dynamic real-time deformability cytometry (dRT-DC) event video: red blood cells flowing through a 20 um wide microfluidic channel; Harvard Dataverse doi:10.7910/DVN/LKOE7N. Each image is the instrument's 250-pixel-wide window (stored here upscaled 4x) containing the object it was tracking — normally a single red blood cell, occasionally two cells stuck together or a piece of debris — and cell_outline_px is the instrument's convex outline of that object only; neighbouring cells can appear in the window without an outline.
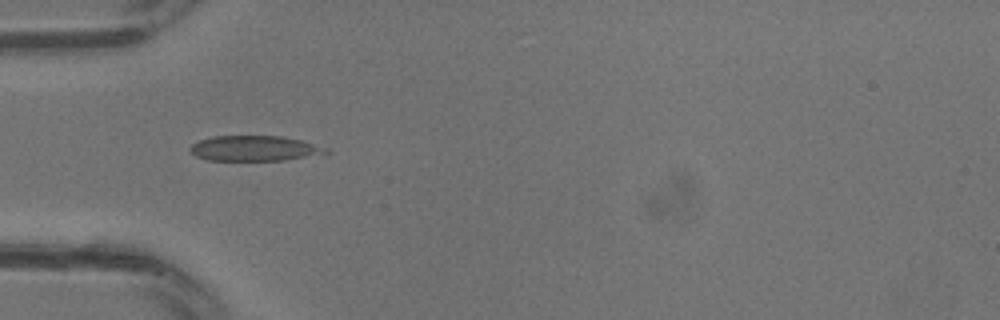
{"species": "common noctule bat (a hibernating species)", "species_latin": "Nyctalus noctula", "temperature_condition": "warm", "stored_images_in_passage": 3, "camera_frame_rate_fps": 3000, "um_per_image_px": 0.085, "animal": {"sex": "male", "body_mass_g": 13.3}, "frame": {"image": 1, "passage_image": 1, "time_ms": 0.0, "image_size_px": [1000, 320], "cell_outline_px": [[332, 152], [324, 156], [284, 160], [208, 160], [196, 156], [188, 148], [192, 144], [200, 140], [212, 136], [280, 136], [300, 140], [328, 148]], "centroid_in_image_um": [21.73, 12.62], "position_along_channel_um": 63.3, "area_um2": 20.29}}